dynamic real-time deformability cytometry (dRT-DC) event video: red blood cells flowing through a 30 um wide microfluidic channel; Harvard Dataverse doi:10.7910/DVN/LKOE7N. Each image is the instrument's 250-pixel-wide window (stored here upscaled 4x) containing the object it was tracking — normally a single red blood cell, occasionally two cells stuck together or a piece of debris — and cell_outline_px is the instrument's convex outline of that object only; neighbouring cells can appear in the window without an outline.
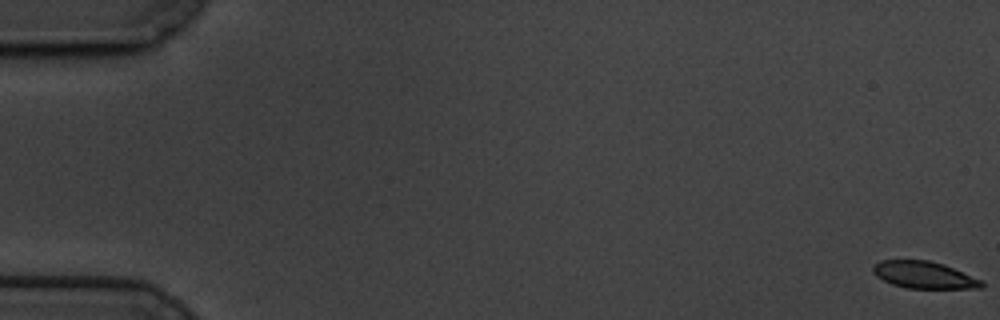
{"species": "common noctule bat (a hibernating species)", "species_latin": "Nyctalus noctula", "temperature_condition": "cold", "stored_images_in_passage": 61, "camera_frame_rate_fps": 3000, "um_per_image_px": 0.085, "animal": {"sex": "male", "body_mass_g": 19.5, "forearm_length_mm": 54.6}, "frame": {"image": 1, "passage_image": 1, "time_ms": 0.0, "image_size_px": [1000, 320], "cell_outline_px": [[984, 288], [908, 288], [892, 284], [876, 276], [872, 272], [872, 268], [880, 260], [928, 260], [944, 264], [980, 280], [984, 284]], "centroid_in_image_um": [78.52, 23.37], "position_along_channel_um": 6.5, "area_um2": 16.88}}
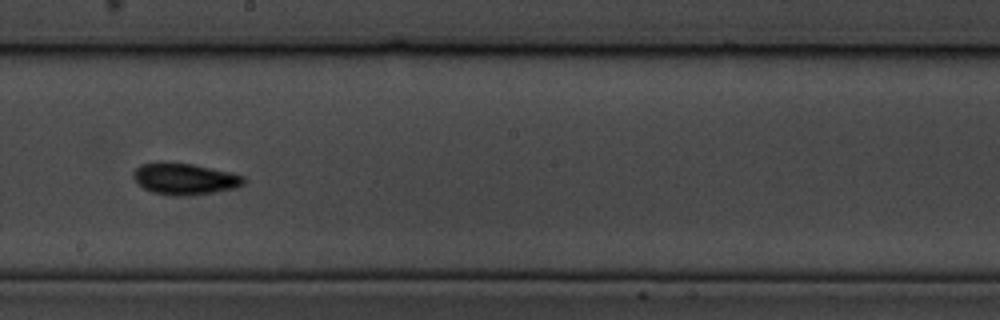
{"frame": {"image": 2, "passage_image": 35, "time_ms": 11.333, "image_size_px": [1000, 320], "cell_outline_px": [[248, 180], [244, 184], [236, 188], [188, 196], [176, 196], [152, 192], [144, 188], [132, 176], [132, 172], [140, 164], [156, 160], [164, 160], [192, 164], [228, 172], [244, 176]], "centroid_in_image_um": [15.66, 15.17], "position_along_channel_um": 232.5, "area_um2": 20.58}}
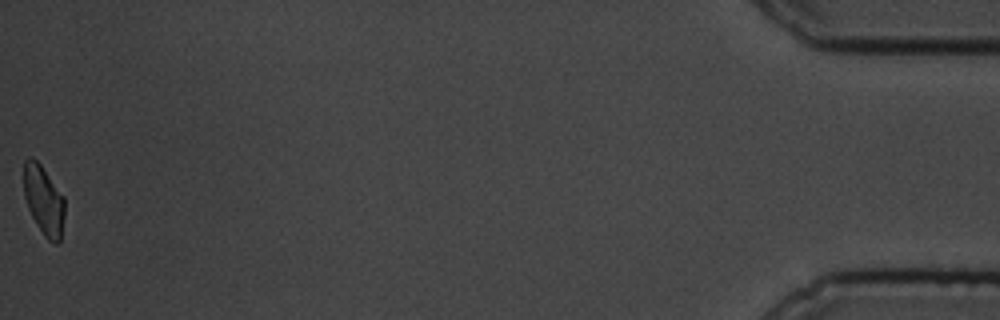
{"frame": {"image": 3, "passage_image": 61, "time_ms": 20.0, "image_size_px": [1000, 320], "cell_outline_px": [[64, 216], [60, 240], [56, 244], [48, 240], [44, 236], [32, 216], [28, 208], [24, 196], [24, 160], [28, 156], [32, 156], [40, 164], [64, 196]], "centroid_in_image_um": [3.71, 17.0], "position_along_channel_um": 431.5, "area_um2": 16.47}, "authors_computed_cell_mechanics": {"area_um2": 18.3804, "velocity_mm_per_s": 3.3739, "shape_relaxation_time_tau1_ms": 3.4079, "shape_relaxation_time_tau2_ms": 2.4166, "deformation_change_tau1": 0.1189, "deformation_change_tau2": 0.0784}}